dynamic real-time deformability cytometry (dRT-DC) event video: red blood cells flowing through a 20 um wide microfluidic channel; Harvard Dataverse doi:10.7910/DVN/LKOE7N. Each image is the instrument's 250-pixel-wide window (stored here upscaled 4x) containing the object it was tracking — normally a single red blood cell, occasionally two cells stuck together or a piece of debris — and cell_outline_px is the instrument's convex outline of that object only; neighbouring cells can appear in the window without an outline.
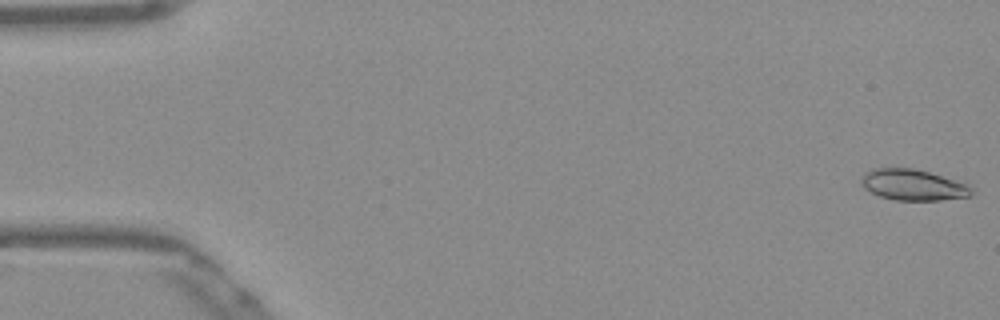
{"species": "Egyptian fruit bat (a non-hibernating species)", "species_latin": "Rousettus aegyptiacus", "temperature_condition": "warm", "stored_images_in_passage": 52, "camera_frame_rate_fps": 3000, "um_per_image_px": 0.085, "frame": {"image": 1, "passage_image": 1, "time_ms": 0.0, "image_size_px": [1000, 320], "cell_outline_px": [[972, 192], [968, 196], [940, 200], [896, 200], [880, 196], [864, 188], [860, 184], [860, 180], [864, 172], [872, 168], [912, 168], [928, 172], [968, 184], [972, 188]], "centroid_in_image_um": [77.55, 15.71], "position_along_channel_um": 7.4, "area_um2": 19.77}}
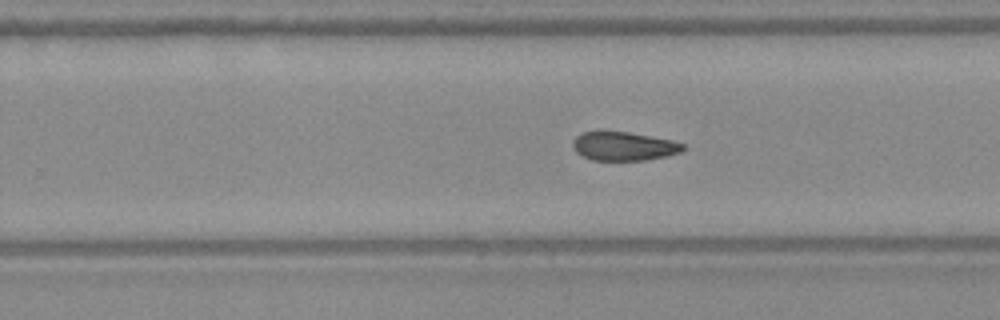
{"frame": {"image": 2, "passage_image": 33, "time_ms": 10.667, "image_size_px": [1000, 320], "cell_outline_px": [[684, 148], [680, 152], [664, 156], [644, 160], [592, 160], [576, 152], [572, 144], [572, 140], [580, 132], [628, 132], [672, 140], [684, 144]], "centroid_in_image_um": [52.99, 12.42], "position_along_channel_um": 276.8, "area_um2": 18.21}}
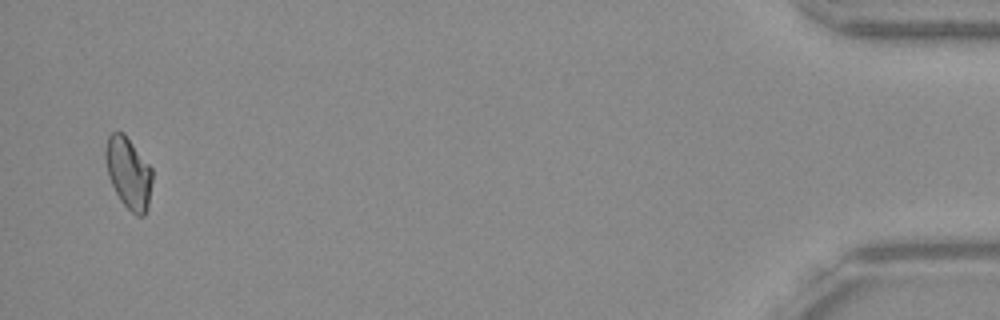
{"frame": {"image": 3, "passage_image": 51, "time_ms": 16.667, "image_size_px": [1000, 320], "cell_outline_px": [[152, 180], [148, 208], [144, 216], [136, 216], [120, 200], [108, 176], [104, 160], [104, 152], [108, 136], [112, 132], [124, 132], [152, 168]], "centroid_in_image_um": [10.92, 14.69], "position_along_channel_um": 424.3, "area_um2": 19.59}}